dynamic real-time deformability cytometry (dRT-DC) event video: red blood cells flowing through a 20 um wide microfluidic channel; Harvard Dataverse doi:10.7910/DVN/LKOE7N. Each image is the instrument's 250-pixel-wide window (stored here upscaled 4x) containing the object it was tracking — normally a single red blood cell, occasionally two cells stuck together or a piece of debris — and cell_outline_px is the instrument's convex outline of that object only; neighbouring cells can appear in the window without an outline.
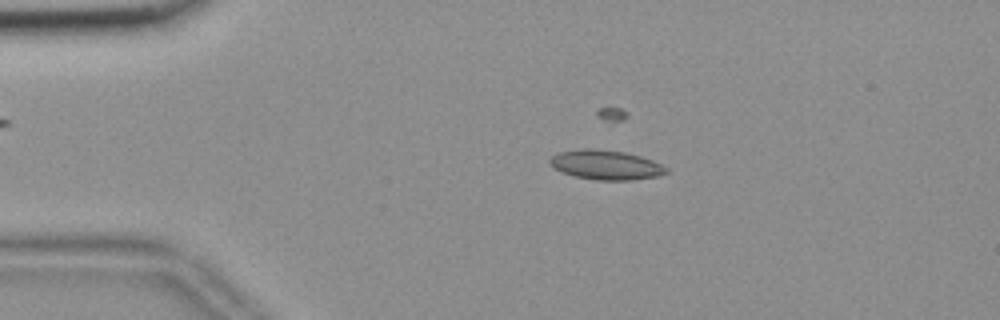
{"species": "common noctule bat (a hibernating species)", "species_latin": "Nyctalus noctula", "temperature_condition": "room temperature", "stored_images_in_passage": 46, "camera_frame_rate_fps": 3000, "um_per_image_px": 0.085, "animal": {"sex": "female", "body_mass_g": 18.4}, "frame": {"image": 1, "passage_image": 2, "time_ms": 0.333, "image_size_px": [1000, 320], "cell_outline_px": [[668, 172], [656, 176], [632, 180], [596, 180], [576, 176], [564, 172], [556, 168], [548, 160], [552, 156], [560, 152], [584, 148], [588, 148], [624, 152], [640, 156], [652, 160], [668, 168]], "centroid_in_image_um": [51.52, 14.01], "position_along_channel_um": 33.5, "area_um2": 19.65}}
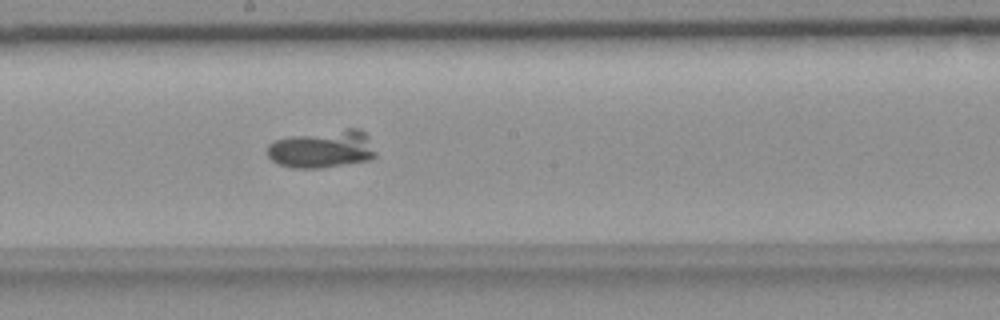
{"frame": {"image": 2, "passage_image": 21, "time_ms": 6.667, "image_size_px": [1000, 320], "cell_outline_px": [[376, 156], [368, 160], [320, 168], [296, 168], [280, 164], [272, 160], [268, 156], [268, 144], [276, 140], [292, 136], [348, 128], [356, 128], [364, 132], [376, 152]], "centroid_in_image_um": [27.4, 12.67], "position_along_channel_um": 220.8, "area_um2": 23.47}}
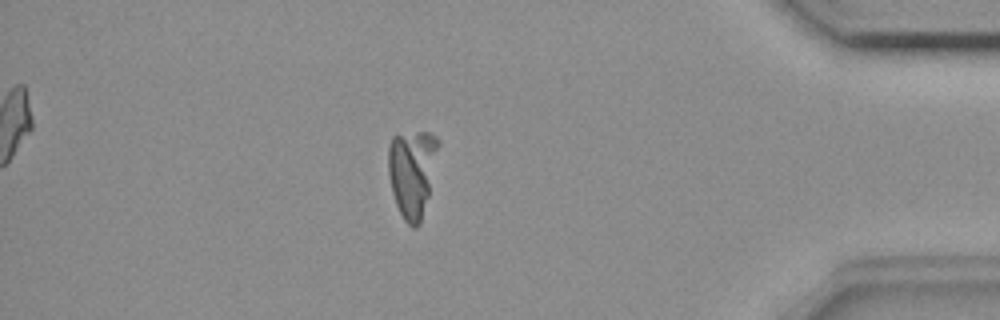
{"frame": {"image": 3, "passage_image": 39, "time_ms": 12.667, "image_size_px": [1000, 320], "cell_outline_px": [[440, 144], [428, 196], [420, 224], [416, 228], [412, 228], [404, 220], [396, 204], [392, 192], [388, 176], [388, 148], [392, 136], [420, 132], [428, 132], [436, 136], [440, 140]], "centroid_in_image_um": [35.03, 14.67], "position_along_channel_um": 400.2, "area_um2": 25.66}}